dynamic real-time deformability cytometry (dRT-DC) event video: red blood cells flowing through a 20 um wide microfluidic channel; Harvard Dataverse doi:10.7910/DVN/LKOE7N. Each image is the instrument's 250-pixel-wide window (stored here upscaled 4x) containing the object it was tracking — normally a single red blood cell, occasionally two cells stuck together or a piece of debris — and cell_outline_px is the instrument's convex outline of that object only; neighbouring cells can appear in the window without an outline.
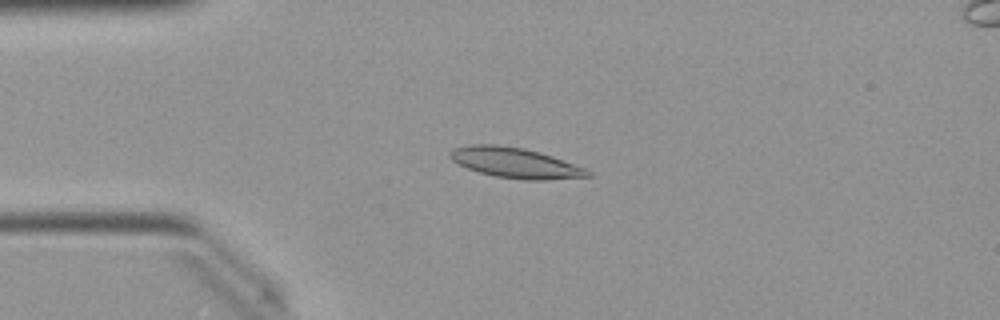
{"species": "Egyptian fruit bat (a non-hibernating species)", "species_latin": "Rousettus aegyptiacus", "temperature_condition": "warm", "stored_images_in_passage": 50, "camera_frame_rate_fps": 3000, "um_per_image_px": 0.085, "animal": {"sex": "female"}, "frame": {"image": 1, "passage_image": 12, "time_ms": 3.667, "image_size_px": [1000, 320], "cell_outline_px": [[592, 176], [544, 180], [524, 180], [496, 176], [480, 172], [468, 168], [452, 160], [448, 156], [448, 152], [452, 148], [472, 144], [496, 144], [524, 148], [540, 152], [552, 156], [584, 168], [592, 172]], "centroid_in_image_um": [43.77, 13.83], "position_along_channel_um": 41.2, "area_um2": 24.22}}
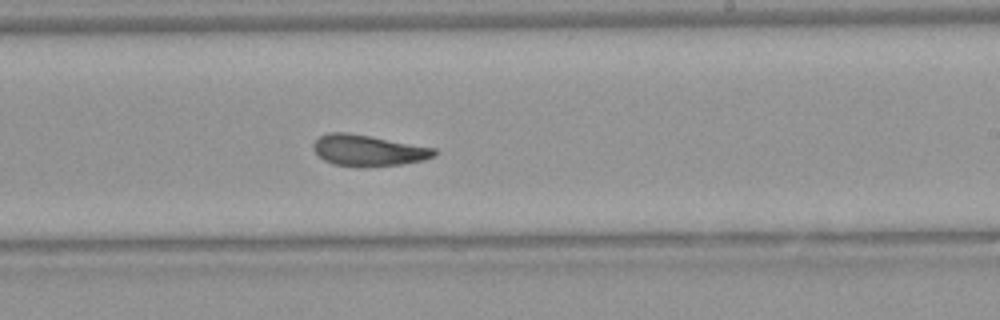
{"frame": {"image": 2, "passage_image": 30, "time_ms": 9.667, "image_size_px": [1000, 320], "cell_outline_px": [[436, 156], [424, 160], [400, 164], [364, 168], [360, 168], [332, 164], [324, 160], [312, 148], [312, 144], [320, 136], [328, 132], [348, 132], [436, 148]], "centroid_in_image_um": [31.29, 12.8], "position_along_channel_um": 257.7, "area_um2": 22.2}}
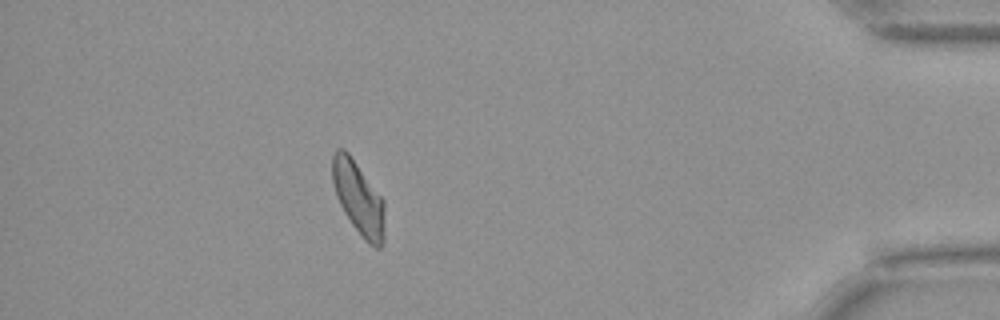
{"frame": {"image": 3, "passage_image": 45, "time_ms": 14.667, "image_size_px": [1000, 320], "cell_outline_px": [[384, 240], [380, 248], [376, 248], [368, 244], [364, 240], [352, 224], [344, 212], [336, 196], [332, 180], [332, 152], [336, 148], [344, 148], [348, 152], [384, 200]], "centroid_in_image_um": [30.46, 16.83], "position_along_channel_um": 404.7, "area_um2": 22.37}, "authors_computed_cell_mechanics": {"area_um2": 22.253, "velocity_mm_per_s": 4.0013, "shape_relaxation_time_tau1_ms": 7.5249, "shape_relaxation_time_tau2_ms": 2.8254, "deformation_change_tau1": 0.199, "deformation_change_tau2": 0.0908}}